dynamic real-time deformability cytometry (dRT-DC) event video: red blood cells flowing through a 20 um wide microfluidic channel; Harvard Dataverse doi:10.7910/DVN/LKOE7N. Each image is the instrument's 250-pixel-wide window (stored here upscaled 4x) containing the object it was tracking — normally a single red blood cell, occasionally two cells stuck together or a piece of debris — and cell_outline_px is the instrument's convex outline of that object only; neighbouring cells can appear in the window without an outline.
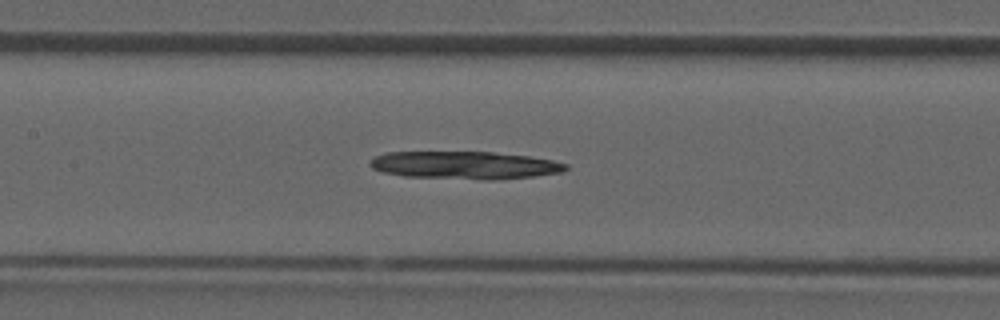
{"species": "common noctule bat (a hibernating species)", "species_latin": "Nyctalus noctula", "temperature_condition": "room temperature", "stored_images_in_passage": 42, "camera_frame_rate_fps": 3000, "um_per_image_px": 0.085, "animal": {"sex": "male", "forearm_length_mm": 52.5}, "frame": {"image": 1, "passage_image": 19, "time_ms": 6.0, "image_size_px": [1000, 320], "cell_outline_px": [[568, 168], [564, 172], [532, 176], [488, 180], [484, 180], [404, 176], [380, 172], [372, 168], [368, 164], [376, 156], [388, 152], [492, 152], [528, 156], [552, 160], [568, 164]], "centroid_in_image_um": [39.5, 14.04], "position_along_channel_um": 167.9, "area_um2": 31.62}}